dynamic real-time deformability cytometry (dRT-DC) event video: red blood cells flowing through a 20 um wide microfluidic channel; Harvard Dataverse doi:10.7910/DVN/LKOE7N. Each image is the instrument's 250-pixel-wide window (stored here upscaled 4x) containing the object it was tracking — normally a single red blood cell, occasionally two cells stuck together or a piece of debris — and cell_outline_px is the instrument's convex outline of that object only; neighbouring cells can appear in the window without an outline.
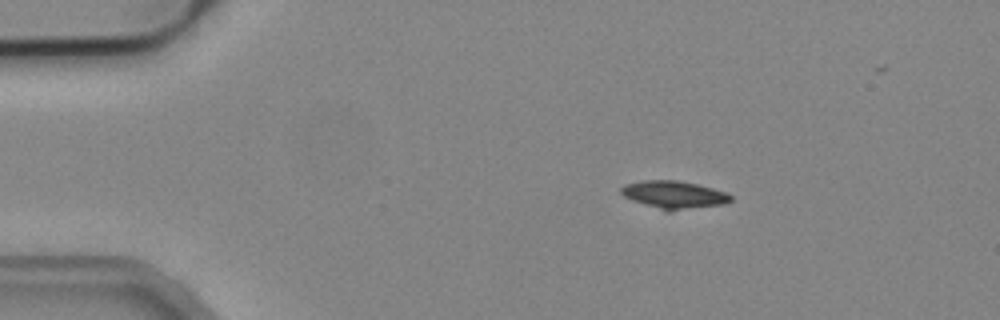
{"species": "common noctule bat (a hibernating species)", "species_latin": "Nyctalus noctula", "temperature_condition": "cold", "stored_images_in_passage": 3, "camera_frame_rate_fps": 3000, "um_per_image_px": 0.085, "animal": {"sex": "male", "body_mass_g": 19.2, "forearm_length_mm": 51.8}, "frame": {"image": 1, "passage_image": 2, "time_ms": 0.333, "image_size_px": [1000, 320], "cell_outline_px": [[732, 200], [724, 204], [672, 212], [668, 212], [632, 200], [624, 196], [620, 192], [620, 188], [624, 184], [644, 180], [680, 180], [712, 188], [724, 192], [732, 196]], "centroid_in_image_um": [57.27, 16.56], "position_along_channel_um": 27.7, "area_um2": 17.86}}